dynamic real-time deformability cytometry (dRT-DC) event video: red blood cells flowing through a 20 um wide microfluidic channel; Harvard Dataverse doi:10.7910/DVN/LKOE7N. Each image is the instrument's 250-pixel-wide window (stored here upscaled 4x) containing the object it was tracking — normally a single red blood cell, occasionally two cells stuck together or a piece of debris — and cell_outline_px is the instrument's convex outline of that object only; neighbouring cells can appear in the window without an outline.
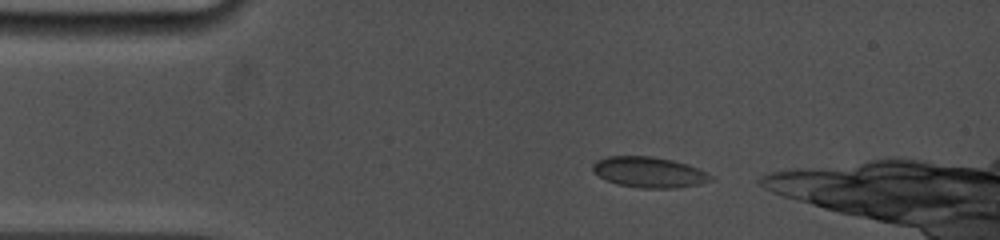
{"species": "common noctule bat (a hibernating species)", "species_latin": "Nyctalus noctula", "temperature_condition": "cold", "stored_images_in_passage": 5, "camera_frame_rate_fps": 5000, "um_per_image_px": 0.085, "animal": {"sex": "female", "body_mass_g": 19.0, "forearm_length_mm": 53.3}, "frame": {"image": 1, "passage_image": 2, "time_ms": 0.6, "image_size_px": [1000, 240], "cell_outline_px": [[712, 180], [700, 184], [680, 188], [640, 188], [620, 184], [608, 180], [600, 176], [592, 168], [592, 164], [596, 160], [608, 156], [652, 156], [672, 160], [688, 164], [712, 176]], "centroid_in_image_um": [55.18, 14.63], "position_along_channel_um": 29.8, "area_um2": 20.87}}